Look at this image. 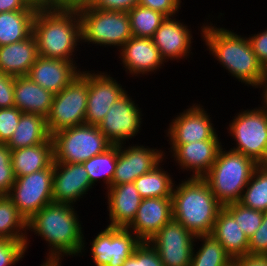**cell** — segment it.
<instances>
[{
  "label": "cell",
  "instance_id": "obj_1",
  "mask_svg": "<svg viewBox=\"0 0 267 266\" xmlns=\"http://www.w3.org/2000/svg\"><path fill=\"white\" fill-rule=\"evenodd\" d=\"M77 212L73 204L51 202L27 222V233L40 236L47 243L41 266H62L64 256L80 257L88 251L83 223Z\"/></svg>",
  "mask_w": 267,
  "mask_h": 266
},
{
  "label": "cell",
  "instance_id": "obj_2",
  "mask_svg": "<svg viewBox=\"0 0 267 266\" xmlns=\"http://www.w3.org/2000/svg\"><path fill=\"white\" fill-rule=\"evenodd\" d=\"M206 21L200 27V35L209 55L212 54L213 59L215 58L238 82L258 88L262 76V63L253 52L248 37L222 26L217 27V23Z\"/></svg>",
  "mask_w": 267,
  "mask_h": 266
},
{
  "label": "cell",
  "instance_id": "obj_3",
  "mask_svg": "<svg viewBox=\"0 0 267 266\" xmlns=\"http://www.w3.org/2000/svg\"><path fill=\"white\" fill-rule=\"evenodd\" d=\"M186 176L172 191V217L194 236L211 235L223 205L204 178Z\"/></svg>",
  "mask_w": 267,
  "mask_h": 266
},
{
  "label": "cell",
  "instance_id": "obj_4",
  "mask_svg": "<svg viewBox=\"0 0 267 266\" xmlns=\"http://www.w3.org/2000/svg\"><path fill=\"white\" fill-rule=\"evenodd\" d=\"M32 34L36 39L39 56L76 62L75 54L81 48V21L78 12L37 10Z\"/></svg>",
  "mask_w": 267,
  "mask_h": 266
},
{
  "label": "cell",
  "instance_id": "obj_5",
  "mask_svg": "<svg viewBox=\"0 0 267 266\" xmlns=\"http://www.w3.org/2000/svg\"><path fill=\"white\" fill-rule=\"evenodd\" d=\"M218 151L215 162L203 177L216 199L224 206L239 202L253 171L259 165L252 158L223 148Z\"/></svg>",
  "mask_w": 267,
  "mask_h": 266
},
{
  "label": "cell",
  "instance_id": "obj_6",
  "mask_svg": "<svg viewBox=\"0 0 267 266\" xmlns=\"http://www.w3.org/2000/svg\"><path fill=\"white\" fill-rule=\"evenodd\" d=\"M261 104L240 110L226 127L228 136L236 143L230 150L252 158L259 165L267 162V103L262 99Z\"/></svg>",
  "mask_w": 267,
  "mask_h": 266
},
{
  "label": "cell",
  "instance_id": "obj_7",
  "mask_svg": "<svg viewBox=\"0 0 267 266\" xmlns=\"http://www.w3.org/2000/svg\"><path fill=\"white\" fill-rule=\"evenodd\" d=\"M78 13L81 21V46L87 43L120 50L132 37L127 12L89 7Z\"/></svg>",
  "mask_w": 267,
  "mask_h": 266
},
{
  "label": "cell",
  "instance_id": "obj_8",
  "mask_svg": "<svg viewBox=\"0 0 267 266\" xmlns=\"http://www.w3.org/2000/svg\"><path fill=\"white\" fill-rule=\"evenodd\" d=\"M51 138L53 163H83L113 145L97 126L89 124L62 129Z\"/></svg>",
  "mask_w": 267,
  "mask_h": 266
},
{
  "label": "cell",
  "instance_id": "obj_9",
  "mask_svg": "<svg viewBox=\"0 0 267 266\" xmlns=\"http://www.w3.org/2000/svg\"><path fill=\"white\" fill-rule=\"evenodd\" d=\"M88 97V70L82 69L64 89L54 95L47 128L53 133L65 128L85 124Z\"/></svg>",
  "mask_w": 267,
  "mask_h": 266
},
{
  "label": "cell",
  "instance_id": "obj_10",
  "mask_svg": "<svg viewBox=\"0 0 267 266\" xmlns=\"http://www.w3.org/2000/svg\"><path fill=\"white\" fill-rule=\"evenodd\" d=\"M53 164L43 170L16 177L7 197L28 222L44 206L53 202Z\"/></svg>",
  "mask_w": 267,
  "mask_h": 266
},
{
  "label": "cell",
  "instance_id": "obj_11",
  "mask_svg": "<svg viewBox=\"0 0 267 266\" xmlns=\"http://www.w3.org/2000/svg\"><path fill=\"white\" fill-rule=\"evenodd\" d=\"M135 101L127 91L113 103L97 126L113 145L129 143L142 130L143 112Z\"/></svg>",
  "mask_w": 267,
  "mask_h": 266
},
{
  "label": "cell",
  "instance_id": "obj_12",
  "mask_svg": "<svg viewBox=\"0 0 267 266\" xmlns=\"http://www.w3.org/2000/svg\"><path fill=\"white\" fill-rule=\"evenodd\" d=\"M140 243L129 229L106 226L88 246L95 266H122Z\"/></svg>",
  "mask_w": 267,
  "mask_h": 266
},
{
  "label": "cell",
  "instance_id": "obj_13",
  "mask_svg": "<svg viewBox=\"0 0 267 266\" xmlns=\"http://www.w3.org/2000/svg\"><path fill=\"white\" fill-rule=\"evenodd\" d=\"M200 102L192 103L183 112L173 116L165 130L169 144H188L203 140H221L218 131L212 123L211 115L207 113Z\"/></svg>",
  "mask_w": 267,
  "mask_h": 266
},
{
  "label": "cell",
  "instance_id": "obj_14",
  "mask_svg": "<svg viewBox=\"0 0 267 266\" xmlns=\"http://www.w3.org/2000/svg\"><path fill=\"white\" fill-rule=\"evenodd\" d=\"M164 266H189L195 236L173 218L149 241Z\"/></svg>",
  "mask_w": 267,
  "mask_h": 266
},
{
  "label": "cell",
  "instance_id": "obj_15",
  "mask_svg": "<svg viewBox=\"0 0 267 266\" xmlns=\"http://www.w3.org/2000/svg\"><path fill=\"white\" fill-rule=\"evenodd\" d=\"M117 145V162L112 185L134 182L139 176L151 171L167 155L163 148H151L141 144Z\"/></svg>",
  "mask_w": 267,
  "mask_h": 266
},
{
  "label": "cell",
  "instance_id": "obj_16",
  "mask_svg": "<svg viewBox=\"0 0 267 266\" xmlns=\"http://www.w3.org/2000/svg\"><path fill=\"white\" fill-rule=\"evenodd\" d=\"M108 72L88 70L85 124L98 126L113 103L127 92Z\"/></svg>",
  "mask_w": 267,
  "mask_h": 266
},
{
  "label": "cell",
  "instance_id": "obj_17",
  "mask_svg": "<svg viewBox=\"0 0 267 266\" xmlns=\"http://www.w3.org/2000/svg\"><path fill=\"white\" fill-rule=\"evenodd\" d=\"M220 140H203L188 144H169L167 152L182 172L189 171L190 177L203 178L216 160L218 151L222 147Z\"/></svg>",
  "mask_w": 267,
  "mask_h": 266
},
{
  "label": "cell",
  "instance_id": "obj_18",
  "mask_svg": "<svg viewBox=\"0 0 267 266\" xmlns=\"http://www.w3.org/2000/svg\"><path fill=\"white\" fill-rule=\"evenodd\" d=\"M118 52L123 70L133 78L155 74L167 63L151 38L132 36Z\"/></svg>",
  "mask_w": 267,
  "mask_h": 266
},
{
  "label": "cell",
  "instance_id": "obj_19",
  "mask_svg": "<svg viewBox=\"0 0 267 266\" xmlns=\"http://www.w3.org/2000/svg\"><path fill=\"white\" fill-rule=\"evenodd\" d=\"M175 17H166L152 38L165 62L187 60L193 54L192 30Z\"/></svg>",
  "mask_w": 267,
  "mask_h": 266
},
{
  "label": "cell",
  "instance_id": "obj_20",
  "mask_svg": "<svg viewBox=\"0 0 267 266\" xmlns=\"http://www.w3.org/2000/svg\"><path fill=\"white\" fill-rule=\"evenodd\" d=\"M92 188L83 163H53V202L74 205Z\"/></svg>",
  "mask_w": 267,
  "mask_h": 266
},
{
  "label": "cell",
  "instance_id": "obj_21",
  "mask_svg": "<svg viewBox=\"0 0 267 266\" xmlns=\"http://www.w3.org/2000/svg\"><path fill=\"white\" fill-rule=\"evenodd\" d=\"M79 67L76 62L38 56L26 76L55 95L80 74Z\"/></svg>",
  "mask_w": 267,
  "mask_h": 266
},
{
  "label": "cell",
  "instance_id": "obj_22",
  "mask_svg": "<svg viewBox=\"0 0 267 266\" xmlns=\"http://www.w3.org/2000/svg\"><path fill=\"white\" fill-rule=\"evenodd\" d=\"M172 218L171 197L145 198L127 229L141 241L148 242Z\"/></svg>",
  "mask_w": 267,
  "mask_h": 266
},
{
  "label": "cell",
  "instance_id": "obj_23",
  "mask_svg": "<svg viewBox=\"0 0 267 266\" xmlns=\"http://www.w3.org/2000/svg\"><path fill=\"white\" fill-rule=\"evenodd\" d=\"M105 195L110 222L107 226L127 228L133 222L142 200L134 182L112 185Z\"/></svg>",
  "mask_w": 267,
  "mask_h": 266
},
{
  "label": "cell",
  "instance_id": "obj_24",
  "mask_svg": "<svg viewBox=\"0 0 267 266\" xmlns=\"http://www.w3.org/2000/svg\"><path fill=\"white\" fill-rule=\"evenodd\" d=\"M33 34L23 41L0 46V71L13 76H26L38 57Z\"/></svg>",
  "mask_w": 267,
  "mask_h": 266
},
{
  "label": "cell",
  "instance_id": "obj_25",
  "mask_svg": "<svg viewBox=\"0 0 267 266\" xmlns=\"http://www.w3.org/2000/svg\"><path fill=\"white\" fill-rule=\"evenodd\" d=\"M54 94L27 76L14 77V107L22 113L49 115Z\"/></svg>",
  "mask_w": 267,
  "mask_h": 266
},
{
  "label": "cell",
  "instance_id": "obj_26",
  "mask_svg": "<svg viewBox=\"0 0 267 266\" xmlns=\"http://www.w3.org/2000/svg\"><path fill=\"white\" fill-rule=\"evenodd\" d=\"M11 161L15 178L49 168L54 162L52 138L42 144L11 150Z\"/></svg>",
  "mask_w": 267,
  "mask_h": 266
},
{
  "label": "cell",
  "instance_id": "obj_27",
  "mask_svg": "<svg viewBox=\"0 0 267 266\" xmlns=\"http://www.w3.org/2000/svg\"><path fill=\"white\" fill-rule=\"evenodd\" d=\"M211 235L232 259L248 254L249 239L224 207L218 213Z\"/></svg>",
  "mask_w": 267,
  "mask_h": 266
},
{
  "label": "cell",
  "instance_id": "obj_28",
  "mask_svg": "<svg viewBox=\"0 0 267 266\" xmlns=\"http://www.w3.org/2000/svg\"><path fill=\"white\" fill-rule=\"evenodd\" d=\"M50 137L44 116L22 113L18 126L6 145L11 150L31 147L46 142Z\"/></svg>",
  "mask_w": 267,
  "mask_h": 266
},
{
  "label": "cell",
  "instance_id": "obj_29",
  "mask_svg": "<svg viewBox=\"0 0 267 266\" xmlns=\"http://www.w3.org/2000/svg\"><path fill=\"white\" fill-rule=\"evenodd\" d=\"M37 10L0 12V46L25 40L32 34Z\"/></svg>",
  "mask_w": 267,
  "mask_h": 266
},
{
  "label": "cell",
  "instance_id": "obj_30",
  "mask_svg": "<svg viewBox=\"0 0 267 266\" xmlns=\"http://www.w3.org/2000/svg\"><path fill=\"white\" fill-rule=\"evenodd\" d=\"M163 162H166V157L151 171L139 176L134 181L142 199L172 196L175 181L167 169L165 171L163 168Z\"/></svg>",
  "mask_w": 267,
  "mask_h": 266
},
{
  "label": "cell",
  "instance_id": "obj_31",
  "mask_svg": "<svg viewBox=\"0 0 267 266\" xmlns=\"http://www.w3.org/2000/svg\"><path fill=\"white\" fill-rule=\"evenodd\" d=\"M27 233V222L20 215L14 203L7 196H0V238L11 240H26V252L30 237Z\"/></svg>",
  "mask_w": 267,
  "mask_h": 266
},
{
  "label": "cell",
  "instance_id": "obj_32",
  "mask_svg": "<svg viewBox=\"0 0 267 266\" xmlns=\"http://www.w3.org/2000/svg\"><path fill=\"white\" fill-rule=\"evenodd\" d=\"M197 240L202 243L198 248L194 243L189 266H231L233 264L232 257L212 235L195 236V242H198Z\"/></svg>",
  "mask_w": 267,
  "mask_h": 266
},
{
  "label": "cell",
  "instance_id": "obj_33",
  "mask_svg": "<svg viewBox=\"0 0 267 266\" xmlns=\"http://www.w3.org/2000/svg\"><path fill=\"white\" fill-rule=\"evenodd\" d=\"M117 162V145H112L106 151L89 160L83 162L91 184L104 183V189L107 190L112 186V179L114 177ZM102 180V181H101ZM100 181V182H99Z\"/></svg>",
  "mask_w": 267,
  "mask_h": 266
},
{
  "label": "cell",
  "instance_id": "obj_34",
  "mask_svg": "<svg viewBox=\"0 0 267 266\" xmlns=\"http://www.w3.org/2000/svg\"><path fill=\"white\" fill-rule=\"evenodd\" d=\"M239 203L254 210L267 212V166L265 164L255 168Z\"/></svg>",
  "mask_w": 267,
  "mask_h": 266
},
{
  "label": "cell",
  "instance_id": "obj_35",
  "mask_svg": "<svg viewBox=\"0 0 267 266\" xmlns=\"http://www.w3.org/2000/svg\"><path fill=\"white\" fill-rule=\"evenodd\" d=\"M133 37L153 38L166 16L161 12L136 5L128 12Z\"/></svg>",
  "mask_w": 267,
  "mask_h": 266
},
{
  "label": "cell",
  "instance_id": "obj_36",
  "mask_svg": "<svg viewBox=\"0 0 267 266\" xmlns=\"http://www.w3.org/2000/svg\"><path fill=\"white\" fill-rule=\"evenodd\" d=\"M236 220L248 239L259 229L264 212L243 206L239 202L223 206Z\"/></svg>",
  "mask_w": 267,
  "mask_h": 266
},
{
  "label": "cell",
  "instance_id": "obj_37",
  "mask_svg": "<svg viewBox=\"0 0 267 266\" xmlns=\"http://www.w3.org/2000/svg\"><path fill=\"white\" fill-rule=\"evenodd\" d=\"M122 266H164V264L155 248L149 242L141 241Z\"/></svg>",
  "mask_w": 267,
  "mask_h": 266
},
{
  "label": "cell",
  "instance_id": "obj_38",
  "mask_svg": "<svg viewBox=\"0 0 267 266\" xmlns=\"http://www.w3.org/2000/svg\"><path fill=\"white\" fill-rule=\"evenodd\" d=\"M25 241L0 238V266H14L23 260L26 253Z\"/></svg>",
  "mask_w": 267,
  "mask_h": 266
},
{
  "label": "cell",
  "instance_id": "obj_39",
  "mask_svg": "<svg viewBox=\"0 0 267 266\" xmlns=\"http://www.w3.org/2000/svg\"><path fill=\"white\" fill-rule=\"evenodd\" d=\"M14 181L11 149L6 144L0 143V196H7Z\"/></svg>",
  "mask_w": 267,
  "mask_h": 266
},
{
  "label": "cell",
  "instance_id": "obj_40",
  "mask_svg": "<svg viewBox=\"0 0 267 266\" xmlns=\"http://www.w3.org/2000/svg\"><path fill=\"white\" fill-rule=\"evenodd\" d=\"M22 112L16 108L0 109V143L6 144L16 130Z\"/></svg>",
  "mask_w": 267,
  "mask_h": 266
},
{
  "label": "cell",
  "instance_id": "obj_41",
  "mask_svg": "<svg viewBox=\"0 0 267 266\" xmlns=\"http://www.w3.org/2000/svg\"><path fill=\"white\" fill-rule=\"evenodd\" d=\"M181 0H139L138 5L161 12L166 17L178 16L181 5Z\"/></svg>",
  "mask_w": 267,
  "mask_h": 266
},
{
  "label": "cell",
  "instance_id": "obj_42",
  "mask_svg": "<svg viewBox=\"0 0 267 266\" xmlns=\"http://www.w3.org/2000/svg\"><path fill=\"white\" fill-rule=\"evenodd\" d=\"M248 254L267 255V212H264L261 226L249 239Z\"/></svg>",
  "mask_w": 267,
  "mask_h": 266
},
{
  "label": "cell",
  "instance_id": "obj_43",
  "mask_svg": "<svg viewBox=\"0 0 267 266\" xmlns=\"http://www.w3.org/2000/svg\"><path fill=\"white\" fill-rule=\"evenodd\" d=\"M14 107V77L0 71V109Z\"/></svg>",
  "mask_w": 267,
  "mask_h": 266
},
{
  "label": "cell",
  "instance_id": "obj_44",
  "mask_svg": "<svg viewBox=\"0 0 267 266\" xmlns=\"http://www.w3.org/2000/svg\"><path fill=\"white\" fill-rule=\"evenodd\" d=\"M139 0H94L91 7L97 9L128 12L138 5Z\"/></svg>",
  "mask_w": 267,
  "mask_h": 266
},
{
  "label": "cell",
  "instance_id": "obj_45",
  "mask_svg": "<svg viewBox=\"0 0 267 266\" xmlns=\"http://www.w3.org/2000/svg\"><path fill=\"white\" fill-rule=\"evenodd\" d=\"M247 37L250 40L253 52L263 65L267 61V28Z\"/></svg>",
  "mask_w": 267,
  "mask_h": 266
},
{
  "label": "cell",
  "instance_id": "obj_46",
  "mask_svg": "<svg viewBox=\"0 0 267 266\" xmlns=\"http://www.w3.org/2000/svg\"><path fill=\"white\" fill-rule=\"evenodd\" d=\"M94 0H54V10L79 12L93 5Z\"/></svg>",
  "mask_w": 267,
  "mask_h": 266
},
{
  "label": "cell",
  "instance_id": "obj_47",
  "mask_svg": "<svg viewBox=\"0 0 267 266\" xmlns=\"http://www.w3.org/2000/svg\"><path fill=\"white\" fill-rule=\"evenodd\" d=\"M234 266H267V255H243L233 259Z\"/></svg>",
  "mask_w": 267,
  "mask_h": 266
},
{
  "label": "cell",
  "instance_id": "obj_48",
  "mask_svg": "<svg viewBox=\"0 0 267 266\" xmlns=\"http://www.w3.org/2000/svg\"><path fill=\"white\" fill-rule=\"evenodd\" d=\"M36 10L27 5L24 0H0V12Z\"/></svg>",
  "mask_w": 267,
  "mask_h": 266
},
{
  "label": "cell",
  "instance_id": "obj_49",
  "mask_svg": "<svg viewBox=\"0 0 267 266\" xmlns=\"http://www.w3.org/2000/svg\"><path fill=\"white\" fill-rule=\"evenodd\" d=\"M28 6L36 10L52 9L54 0H24Z\"/></svg>",
  "mask_w": 267,
  "mask_h": 266
},
{
  "label": "cell",
  "instance_id": "obj_50",
  "mask_svg": "<svg viewBox=\"0 0 267 266\" xmlns=\"http://www.w3.org/2000/svg\"><path fill=\"white\" fill-rule=\"evenodd\" d=\"M258 88L259 90L262 89L260 100H264L267 97V61L262 65V76Z\"/></svg>",
  "mask_w": 267,
  "mask_h": 266
}]
</instances>
